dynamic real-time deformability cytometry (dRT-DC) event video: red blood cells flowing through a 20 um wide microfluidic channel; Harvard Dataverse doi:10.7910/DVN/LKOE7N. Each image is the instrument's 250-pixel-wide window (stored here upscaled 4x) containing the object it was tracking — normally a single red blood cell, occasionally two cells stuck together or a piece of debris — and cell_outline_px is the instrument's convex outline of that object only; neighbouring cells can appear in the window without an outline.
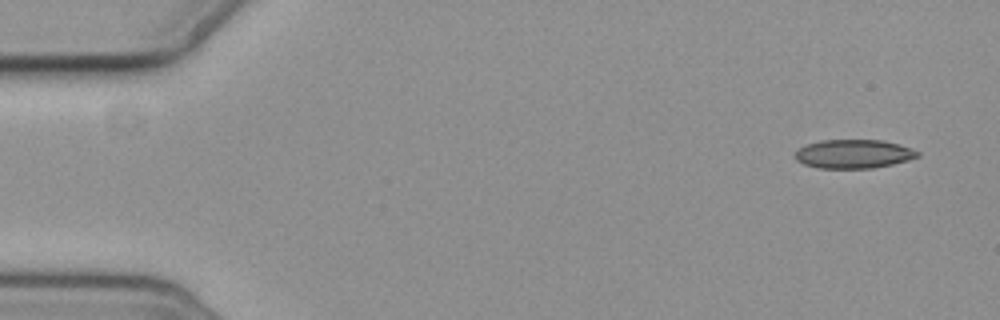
{"species": "common noctule bat (a hibernating species)", "species_latin": "Nyctalus noctula", "temperature_condition": "cold", "stored_images_in_passage": 6, "camera_frame_rate_fps": 3000, "um_per_image_px": 0.085, "animal": {"sex": "female", "body_mass_g": 19.3, "forearm_length_mm": 54.1}, "frame": {"image": 1, "passage_image": 1, "time_ms": 0.0, "image_size_px": [1000, 320], "cell_outline_px": [[920, 156], [908, 160], [892, 164], [872, 168], [816, 168], [804, 164], [796, 160], [796, 152], [800, 148], [808, 144], [820, 140], [884, 140], [912, 148], [920, 152]], "centroid_in_image_um": [72.59, 13.08], "position_along_channel_um": 12.4, "area_um2": 20.52}}
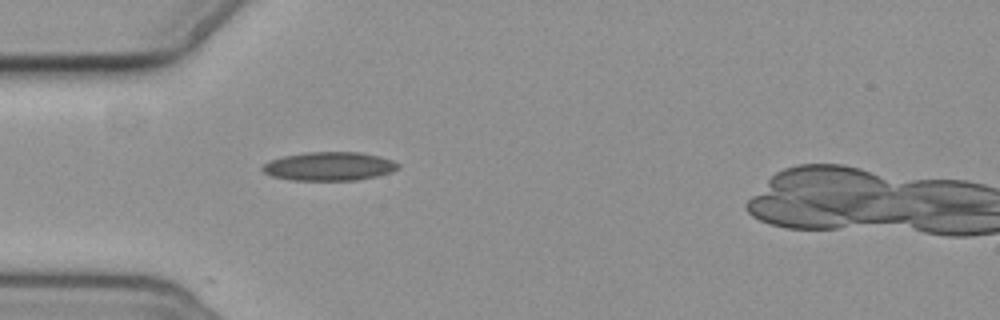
{"frame": {"image": 2, "passage_image": 5, "time_ms": 4.667, "image_size_px": [1000, 320], "cell_outline_px": [[400, 168], [392, 172], [376, 176], [356, 180], [292, 180], [272, 176], [264, 172], [260, 168], [268, 160], [284, 156], [304, 152], [360, 152], [380, 156], [392, 160], [400, 164]], "centroid_in_image_um": [27.99, 14.13], "position_along_channel_um": 57.0, "area_um2": 22.77}}